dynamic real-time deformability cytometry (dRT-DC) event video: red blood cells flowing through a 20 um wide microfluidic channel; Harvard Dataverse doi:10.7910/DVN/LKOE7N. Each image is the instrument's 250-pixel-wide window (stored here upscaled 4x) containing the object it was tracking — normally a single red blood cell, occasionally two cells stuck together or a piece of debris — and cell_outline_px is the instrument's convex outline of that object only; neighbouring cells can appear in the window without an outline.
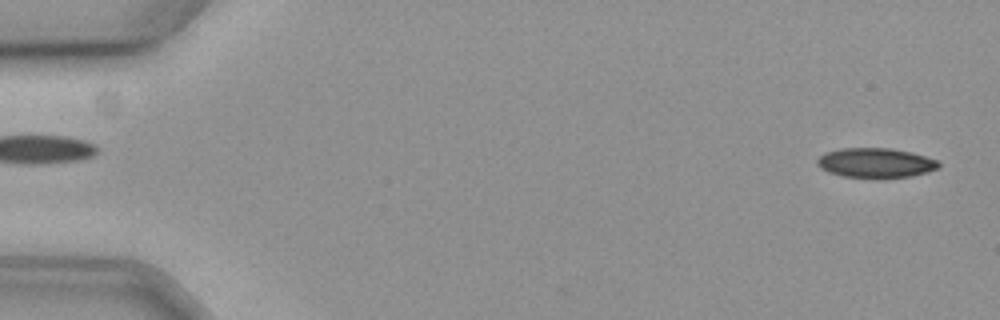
{"species": "common noctule bat (a hibernating species)", "species_latin": "Nyctalus noctula", "temperature_condition": "cold", "stored_images_in_passage": 8, "camera_frame_rate_fps": 3000, "um_per_image_px": 0.085, "animal": {"sex": "female", "body_mass_g": 19.3, "forearm_length_mm": 54.1}, "frame": {"image": 1, "passage_image": 2, "time_ms": 0.333, "image_size_px": [1000, 320], "cell_outline_px": [[940, 164], [936, 168], [912, 176], [884, 180], [876, 180], [844, 176], [828, 172], [820, 168], [816, 164], [816, 160], [824, 152], [840, 148], [892, 148], [912, 152], [936, 160]], "centroid_in_image_um": [74.37, 13.87], "position_along_channel_um": 10.6, "area_um2": 21.56}}